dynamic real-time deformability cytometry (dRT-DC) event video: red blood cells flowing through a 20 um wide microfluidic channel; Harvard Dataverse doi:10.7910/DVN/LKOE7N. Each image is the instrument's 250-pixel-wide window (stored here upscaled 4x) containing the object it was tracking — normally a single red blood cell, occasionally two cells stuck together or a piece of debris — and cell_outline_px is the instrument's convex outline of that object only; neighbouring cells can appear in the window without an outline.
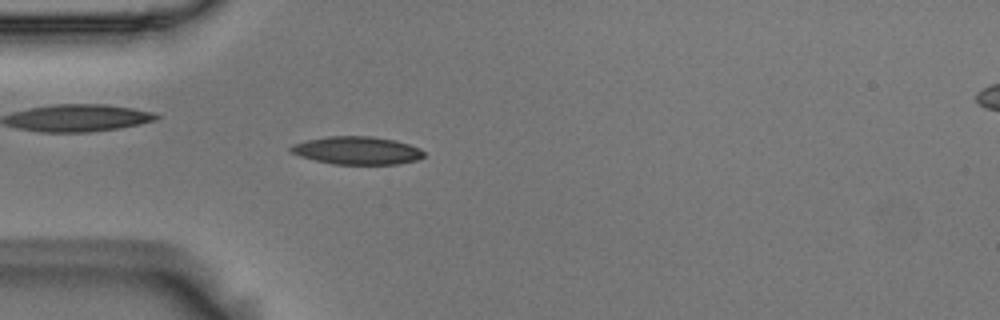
{"species": "Egyptian fruit bat (a non-hibernating species)", "species_latin": "Rousettus aegyptiacus", "temperature_condition": "room temperature", "stored_images_in_passage": 54, "camera_frame_rate_fps": 3000, "um_per_image_px": 0.085, "animal": {"sex": "male"}, "frame": {"image": 1, "passage_image": 15, "time_ms": 4.667, "image_size_px": [1000, 320], "cell_outline_px": [[424, 156], [416, 160], [396, 164], [332, 164], [300, 156], [292, 152], [288, 148], [292, 144], [308, 140], [328, 136], [372, 136], [396, 140], [420, 148], [424, 152]], "centroid_in_image_um": [30.35, 12.78], "position_along_channel_um": 54.6, "area_um2": 21.56}}
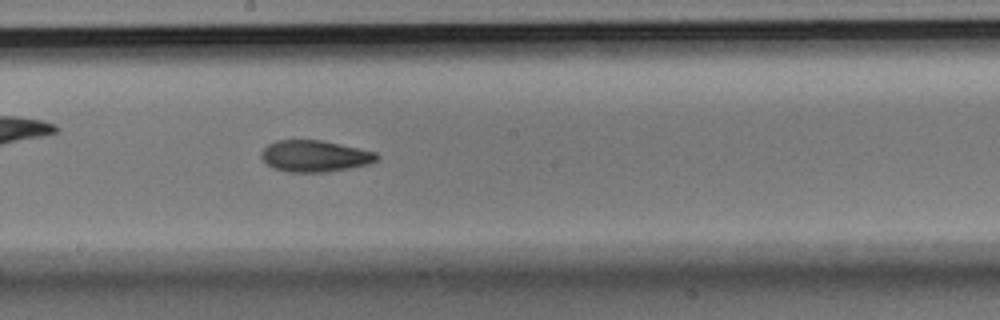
{"frame": {"image": 2, "passage_image": 29, "time_ms": 9.333, "image_size_px": [1000, 320], "cell_outline_px": [[380, 156], [376, 160], [368, 164], [348, 168], [324, 172], [288, 172], [276, 168], [268, 164], [260, 156], [260, 152], [268, 144], [276, 140], [320, 140], [376, 152]], "centroid_in_image_um": [26.74, 13.26], "position_along_channel_um": 221.5, "area_um2": 20.92}}
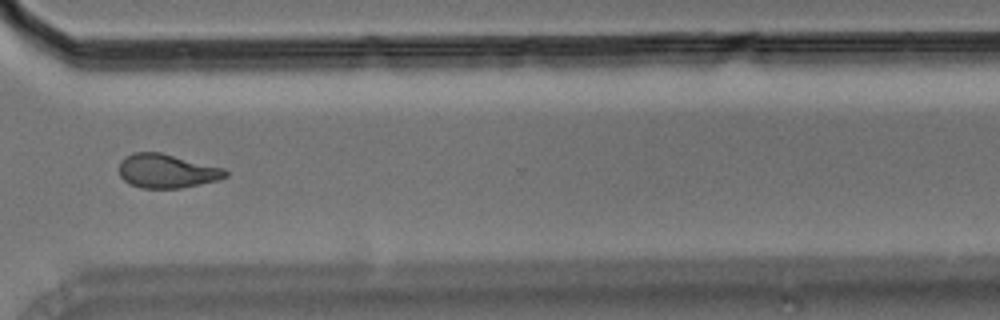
{"frame": {"image": 3, "passage_image": 40, "time_ms": 13.0, "image_size_px": [1000, 320], "cell_outline_px": [[228, 176], [216, 180], [180, 188], [140, 188], [128, 184], [120, 176], [120, 160], [124, 156], [132, 152], [160, 152], [224, 168], [228, 172]], "centroid_in_image_um": [14.14, 14.53], "position_along_channel_um": 356.5, "area_um2": 21.04}, "authors_computed_cell_mechanics": {"area_um2": 20.9814, "velocity_mm_per_s": 3.683, "shape_relaxation_time_tau1_ms": 8.9789, "shape_relaxation_time_tau2_ms": 5.0316, "deformation_change_tau1": 0.2086, "deformation_change_tau2": 0.1333}}